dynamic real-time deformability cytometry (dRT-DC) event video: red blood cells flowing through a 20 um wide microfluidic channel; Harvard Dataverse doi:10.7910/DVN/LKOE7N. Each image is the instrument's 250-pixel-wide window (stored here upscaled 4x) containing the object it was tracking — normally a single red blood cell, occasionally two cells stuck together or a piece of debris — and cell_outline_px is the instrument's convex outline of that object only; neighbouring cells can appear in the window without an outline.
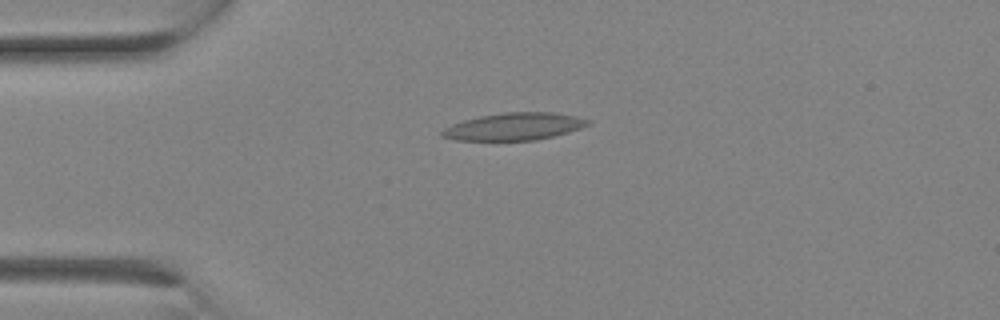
{"species": "Egyptian fruit bat (a non-hibernating species)", "species_latin": "Rousettus aegyptiacus", "temperature_condition": "room temperature", "stored_images_in_passage": 9, "camera_frame_rate_fps": 3000, "um_per_image_px": 0.085, "animal": {"sex": "female"}, "frame": {"image": 1, "passage_image": 6, "time_ms": 1.667, "image_size_px": [1000, 320], "cell_outline_px": [[592, 124], [568, 132], [552, 136], [532, 140], [456, 140], [440, 136], [440, 132], [444, 128], [452, 124], [464, 120], [480, 116], [504, 112], [552, 112], [576, 116], [588, 120]], "centroid_in_image_um": [43.68, 10.75], "position_along_channel_um": 41.3, "area_um2": 23.06}}
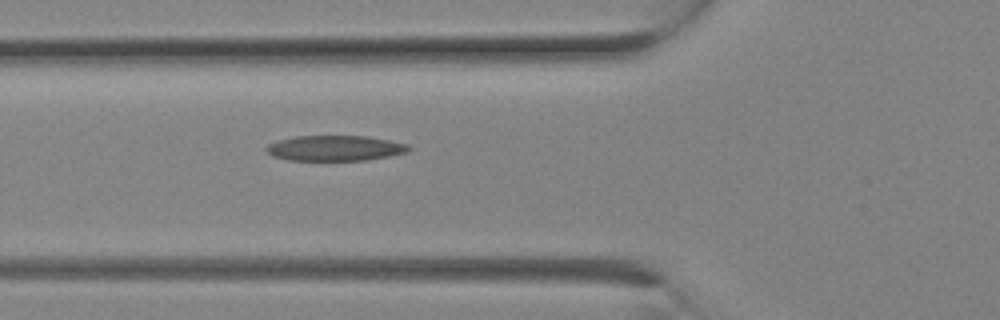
{"frame": {"image": 2, "passage_image": 9, "time_ms": 2.667, "image_size_px": [1000, 320], "cell_outline_px": [[412, 148], [408, 152], [368, 160], [288, 160], [272, 156], [264, 148], [268, 144], [276, 140], [296, 136], [364, 136], [388, 140], [408, 144]], "centroid_in_image_um": [28.46, 12.59], "position_along_channel_um": 97.3, "area_um2": 21.1}}